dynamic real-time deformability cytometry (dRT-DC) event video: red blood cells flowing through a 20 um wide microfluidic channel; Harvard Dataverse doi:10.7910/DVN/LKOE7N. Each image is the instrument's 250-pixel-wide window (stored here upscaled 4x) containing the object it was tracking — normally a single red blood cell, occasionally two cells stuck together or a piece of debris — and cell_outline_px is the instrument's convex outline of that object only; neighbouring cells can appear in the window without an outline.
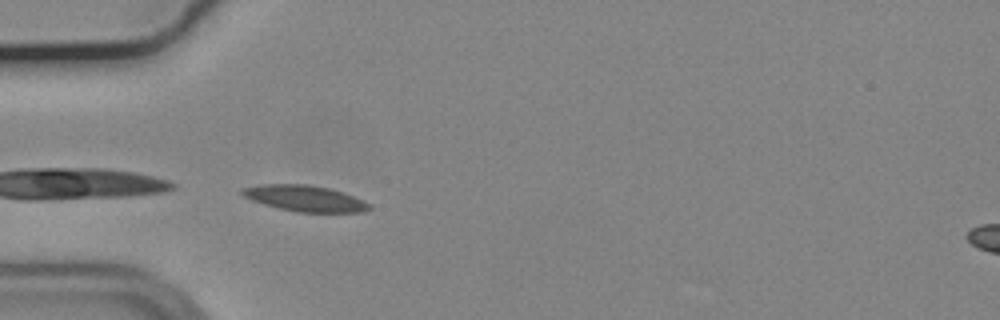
{"species": "common noctule bat (a hibernating species)", "species_latin": "Nyctalus noctula", "temperature_condition": "cold", "stored_images_in_passage": 5, "camera_frame_rate_fps": 3000, "um_per_image_px": 0.085, "animal": {"sex": "male", "body_mass_g": 19.2, "forearm_length_mm": 51.8}, "frame": {"image": 1, "passage_image": 1, "time_ms": 0.0, "image_size_px": [1000, 320], "cell_outline_px": [[372, 208], [364, 212], [296, 212], [264, 204], [252, 200], [244, 196], [240, 192], [244, 188], [260, 184], [308, 184], [328, 188], [352, 196], [372, 204]], "centroid_in_image_um": [25.93, 16.86], "position_along_channel_um": 59.1, "area_um2": 19.07}}